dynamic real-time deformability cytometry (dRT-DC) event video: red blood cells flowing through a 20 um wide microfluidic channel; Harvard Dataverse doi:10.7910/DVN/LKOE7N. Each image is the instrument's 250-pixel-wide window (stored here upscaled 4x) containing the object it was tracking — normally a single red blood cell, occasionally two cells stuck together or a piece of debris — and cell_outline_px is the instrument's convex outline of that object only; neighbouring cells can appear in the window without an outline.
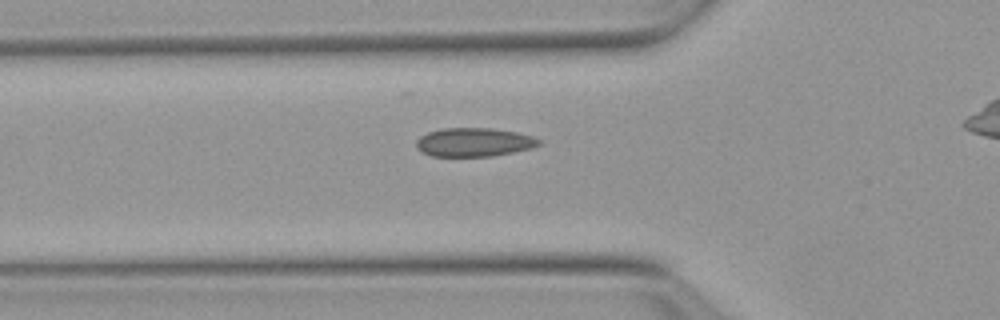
{"species": "Egyptian fruit bat (a non-hibernating species)", "species_latin": "Rousettus aegyptiacus", "temperature_condition": "warm", "stored_images_in_passage": 23, "camera_frame_rate_fps": 3000, "um_per_image_px": 0.085, "animal": {"sex": "female"}, "frame": {"image": 1, "passage_image": 2, "time_ms": 0.333, "image_size_px": [1000, 320], "cell_outline_px": [[540, 144], [532, 148], [492, 156], [432, 156], [416, 148], [416, 140], [420, 136], [428, 132], [444, 128], [488, 128], [516, 132], [532, 136], [540, 140]], "centroid_in_image_um": [40.27, 12.09], "position_along_channel_um": 85.5, "area_um2": 20.35}}
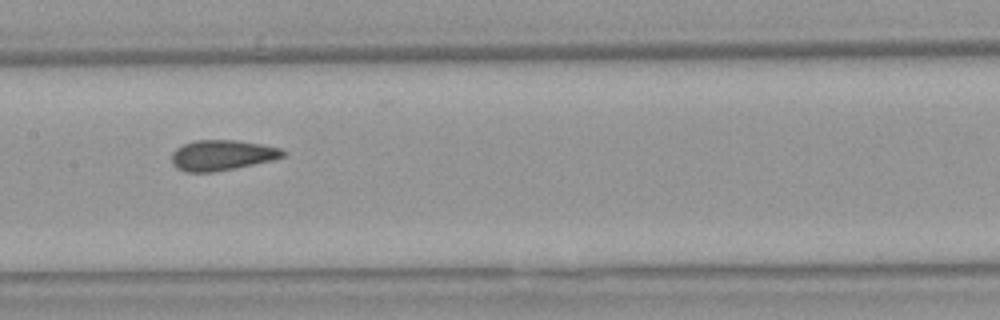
{"frame": {"image": 2, "passage_image": 10, "time_ms": 3.0, "image_size_px": [1000, 320], "cell_outline_px": [[288, 152], [284, 156], [272, 160], [236, 168], [212, 172], [184, 172], [176, 168], [172, 164], [172, 152], [176, 148], [184, 144], [196, 140], [236, 140], [260, 144], [280, 148]], "centroid_in_image_um": [18.86, 13.2], "position_along_channel_um": 188.5, "area_um2": 19.77}}
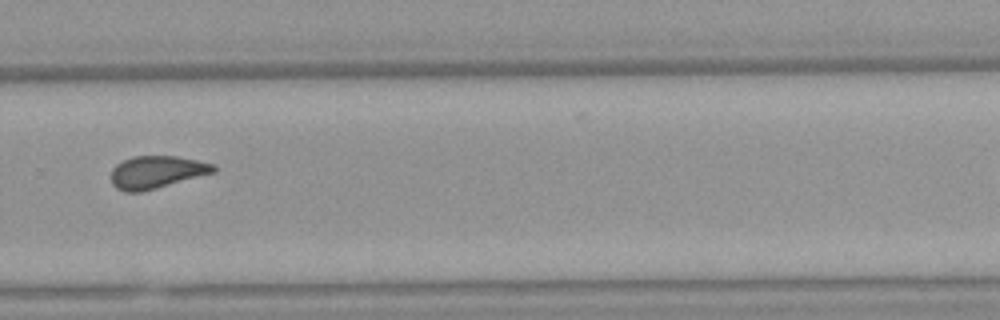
{"frame": {"image": 3, "passage_image": 20, "time_ms": 6.333, "image_size_px": [1000, 320], "cell_outline_px": [[216, 172], [156, 188], [140, 192], [124, 192], [116, 188], [112, 184], [112, 168], [116, 164], [132, 156], [176, 156], [196, 160], [212, 164], [216, 168]], "centroid_in_image_um": [13.29, 14.63], "position_along_channel_um": 316.5, "area_um2": 19.31}}